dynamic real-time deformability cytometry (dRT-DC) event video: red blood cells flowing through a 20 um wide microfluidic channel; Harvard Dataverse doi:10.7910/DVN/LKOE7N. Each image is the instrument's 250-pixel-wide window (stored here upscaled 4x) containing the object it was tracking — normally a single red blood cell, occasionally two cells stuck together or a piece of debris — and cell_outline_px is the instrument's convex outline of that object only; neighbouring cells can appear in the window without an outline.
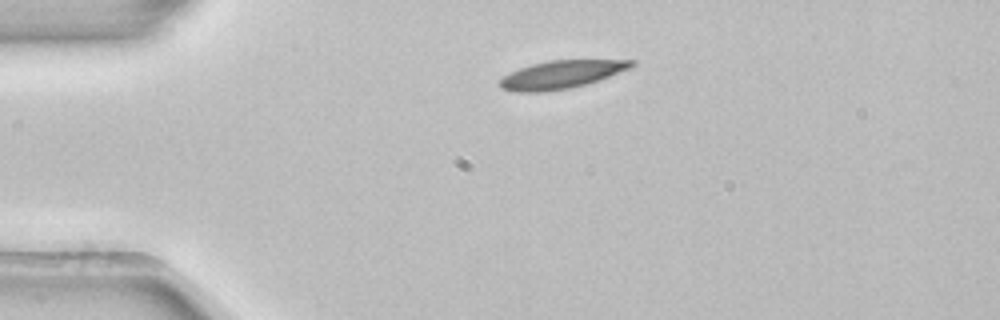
{"species": "common noctule bat (a hibernating species)", "species_latin": "Nyctalus noctula", "temperature_condition": "room temperature", "stored_images_in_passage": 2, "camera_frame_rate_fps": 3000, "um_per_image_px": 0.085, "animal": {"sex": "female", "body_mass_g": 22.7, "forearm_length_mm": 54.2}, "frame": {"image": 1, "passage_image": 1, "time_ms": 0.0, "image_size_px": [1000, 320], "cell_outline_px": [[636, 64], [628, 68], [608, 76], [584, 84], [568, 88], [540, 92], [512, 92], [500, 88], [496, 84], [504, 76], [520, 68], [532, 64], [548, 60], [636, 60]], "centroid_in_image_um": [47.63, 6.34], "position_along_channel_um": 37.4, "area_um2": 21.15}}